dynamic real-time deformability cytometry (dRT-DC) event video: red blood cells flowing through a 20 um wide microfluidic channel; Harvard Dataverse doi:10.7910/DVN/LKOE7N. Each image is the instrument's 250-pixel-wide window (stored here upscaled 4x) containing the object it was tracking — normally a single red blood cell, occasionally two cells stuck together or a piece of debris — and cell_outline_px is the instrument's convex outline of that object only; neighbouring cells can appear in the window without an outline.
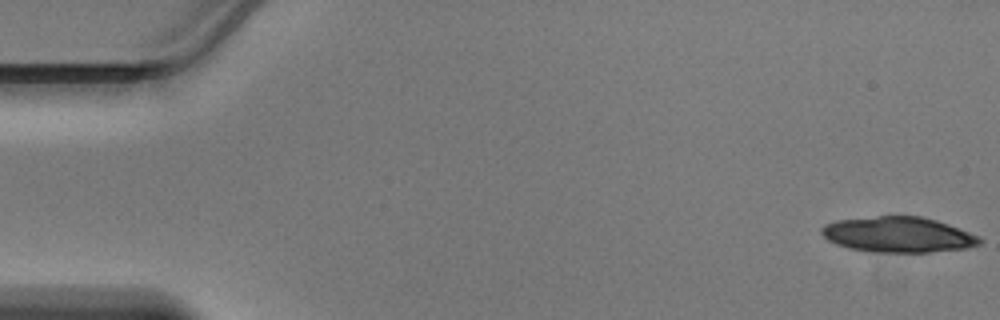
{"species": "Egyptian fruit bat (a non-hibernating species)", "species_latin": "Rousettus aegyptiacus", "temperature_condition": "warm", "stored_images_in_passage": 17, "camera_frame_rate_fps": 3000, "um_per_image_px": 0.085, "animal": {"sex": "male"}, "frame": {"image": 1, "passage_image": 1, "time_ms": 0.0, "image_size_px": [1000, 320], "cell_outline_px": [[984, 240], [980, 244], [968, 248], [928, 252], [872, 252], [848, 248], [836, 244], [828, 240], [820, 232], [820, 228], [824, 224], [836, 220], [876, 216], [920, 216], [936, 220], [948, 224], [980, 236]], "centroid_in_image_um": [76.34, 19.94], "position_along_channel_um": 8.7, "area_um2": 32.89}}
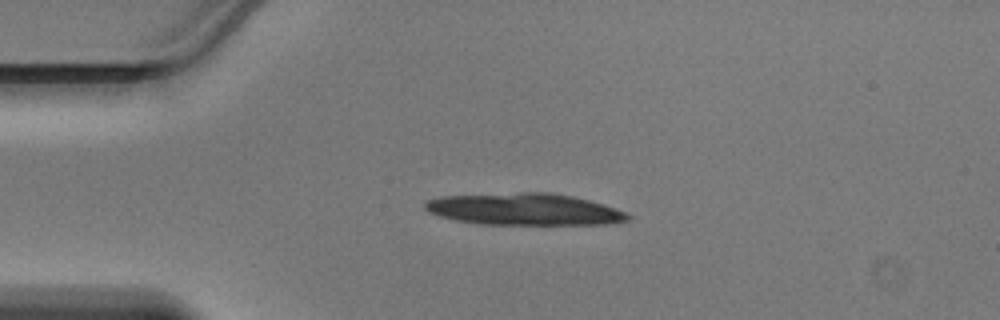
{"frame": {"image": 2, "passage_image": 11, "time_ms": 3.333, "image_size_px": [1000, 320], "cell_outline_px": [[632, 216], [628, 220], [612, 224], [476, 224], [456, 220], [440, 216], [428, 212], [424, 208], [424, 204], [428, 200], [440, 196], [520, 192], [552, 192], [572, 196], [604, 204], [628, 212]], "centroid_in_image_um": [44.59, 17.78], "position_along_channel_um": 40.4, "area_um2": 37.92}}